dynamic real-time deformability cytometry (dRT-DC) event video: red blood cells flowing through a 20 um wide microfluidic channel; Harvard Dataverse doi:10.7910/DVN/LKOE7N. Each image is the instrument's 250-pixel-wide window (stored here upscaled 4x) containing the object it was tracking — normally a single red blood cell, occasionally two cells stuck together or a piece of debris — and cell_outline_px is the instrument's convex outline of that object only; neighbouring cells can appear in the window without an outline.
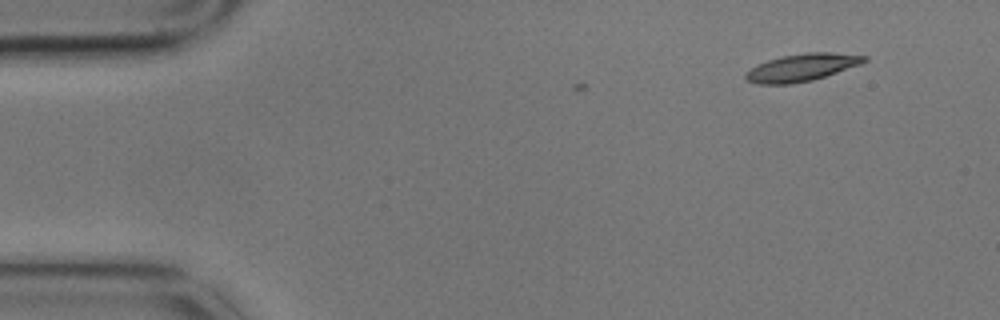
{"species": "common noctule bat (a hibernating species)", "species_latin": "Nyctalus noctula", "temperature_condition": "cold", "stored_images_in_passage": 3, "camera_frame_rate_fps": 3000, "um_per_image_px": 0.085, "animal": {"sex": "male", "body_mass_g": 17.9}, "frame": {"image": 1, "passage_image": 3, "time_ms": 0.667, "image_size_px": [1000, 320], "cell_outline_px": [[868, 60], [860, 64], [812, 80], [792, 84], [756, 84], [748, 80], [744, 76], [756, 64], [768, 60], [784, 56], [808, 52], [828, 52], [868, 56]], "centroid_in_image_um": [68.15, 5.73], "position_along_channel_um": 16.9, "area_um2": 18.61}}